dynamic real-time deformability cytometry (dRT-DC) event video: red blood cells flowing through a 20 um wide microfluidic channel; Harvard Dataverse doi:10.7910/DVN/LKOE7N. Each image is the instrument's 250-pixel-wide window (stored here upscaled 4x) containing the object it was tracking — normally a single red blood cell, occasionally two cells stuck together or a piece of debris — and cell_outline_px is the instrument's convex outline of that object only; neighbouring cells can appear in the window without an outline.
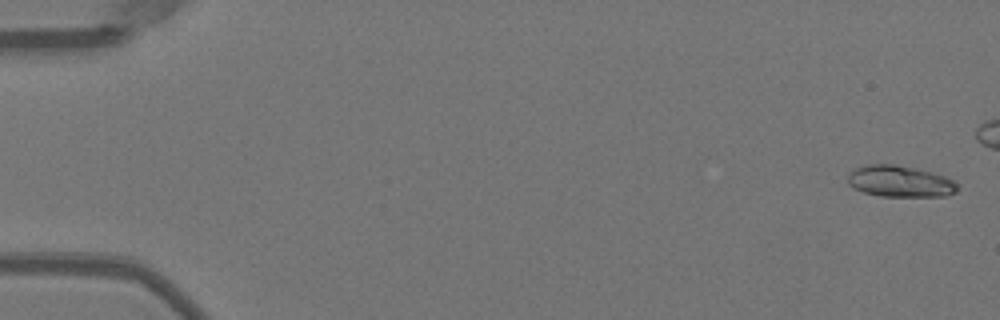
{"species": "Egyptian fruit bat (a non-hibernating species)", "species_latin": "Rousettus aegyptiacus", "temperature_condition": "warm", "stored_images_in_passage": 46, "camera_frame_rate_fps": 3000, "um_per_image_px": 0.085, "animal": {"sex": "female"}, "frame": {"image": 1, "passage_image": 2, "time_ms": 0.333, "image_size_px": [1000, 320], "cell_outline_px": [[960, 188], [956, 192], [944, 196], [880, 196], [864, 192], [848, 184], [848, 176], [856, 168], [864, 164], [896, 164], [932, 172], [944, 176], [960, 184]], "centroid_in_image_um": [76.54, 15.41], "position_along_channel_um": 8.5, "area_um2": 20.06}}
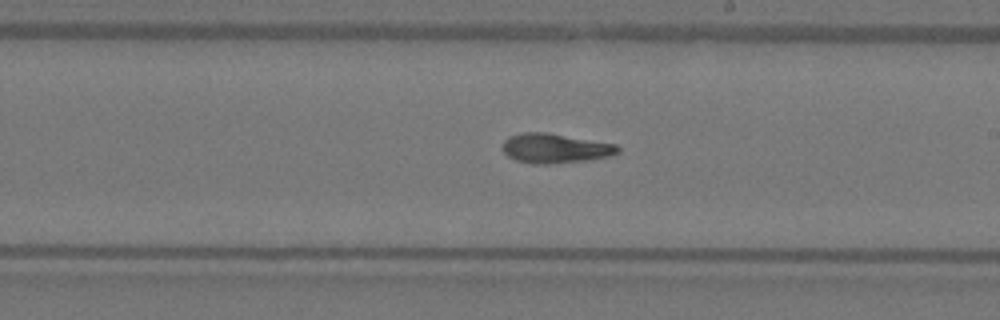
{"frame": {"image": 2, "passage_image": 31, "time_ms": 10.0, "image_size_px": [1000, 320], "cell_outline_px": [[620, 152], [608, 156], [584, 160], [548, 164], [532, 164], [516, 160], [508, 156], [504, 152], [504, 140], [508, 136], [524, 132], [548, 132], [616, 144], [620, 148]], "centroid_in_image_um": [47.18, 12.59], "position_along_channel_um": 241.8, "area_um2": 19.77}}
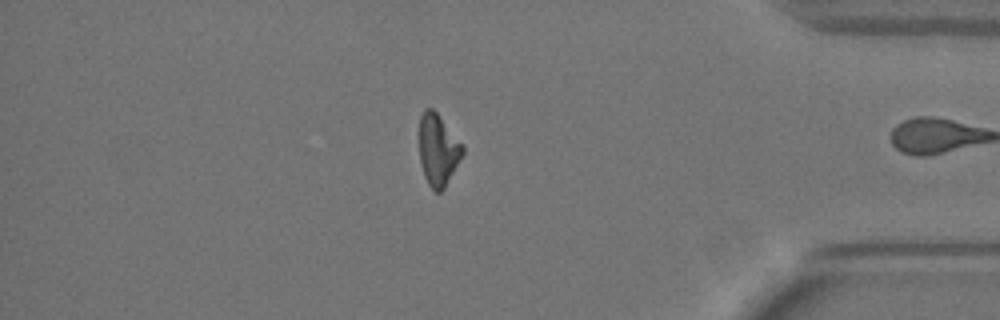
{"frame": {"image": 3, "passage_image": 45, "time_ms": 14.667, "image_size_px": [1000, 320], "cell_outline_px": [[464, 152], [444, 188], [440, 192], [436, 192], [428, 184], [424, 176], [420, 160], [420, 116], [424, 108], [432, 108], [436, 112], [464, 144]], "centroid_in_image_um": [37.24, 12.72], "position_along_channel_um": 398.0, "area_um2": 17.98}, "authors_computed_cell_mechanics": {"area_um2": 19.5364, "velocity_mm_per_s": 3.9937, "shape_relaxation_time_tau1_ms": 8.1812, "shape_relaxation_time_tau2_ms": 2.774, "deformation_change_tau1": 0.2592, "deformation_change_tau2": 0.0876}}